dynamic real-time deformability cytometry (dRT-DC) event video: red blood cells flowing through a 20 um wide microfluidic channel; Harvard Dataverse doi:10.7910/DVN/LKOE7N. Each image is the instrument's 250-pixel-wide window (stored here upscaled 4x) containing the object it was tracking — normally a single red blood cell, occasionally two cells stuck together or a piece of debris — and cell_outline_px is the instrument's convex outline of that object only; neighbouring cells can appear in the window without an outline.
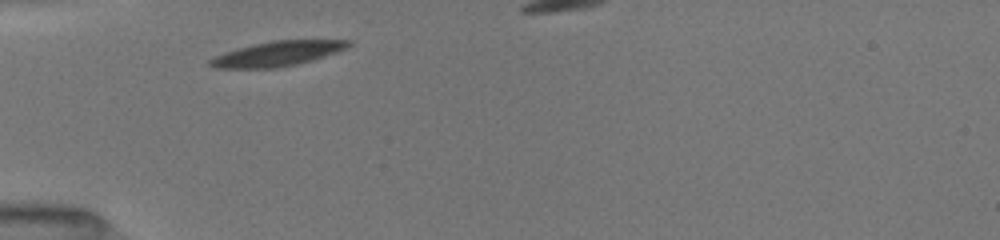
{"species": "common noctule bat (a hibernating species)", "species_latin": "Nyctalus noctula", "temperature_condition": "room temperature", "stored_images_in_passage": 15, "camera_frame_rate_fps": 3000, "um_per_image_px": 0.085, "animal": {"sex": "female", "body_mass_g": 19.5, "forearm_length_mm": 54.1}, "frame": {"image": 1, "passage_image": 1, "time_ms": 0.0, "image_size_px": [1000, 240], "cell_outline_px": [[352, 44], [348, 48], [312, 60], [296, 64], [276, 68], [216, 68], [208, 64], [208, 60], [216, 56], [236, 48], [252, 44], [272, 40], [352, 40]], "centroid_in_image_um": [23.59, 4.55], "position_along_channel_um": 61.4, "area_um2": 20.0}}
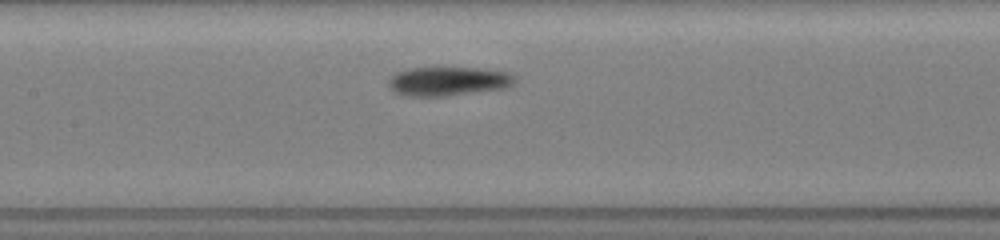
{"frame": {"image": 2, "passage_image": 8, "time_ms": 3.0, "image_size_px": [1000, 240], "cell_outline_px": [[516, 80], [508, 88], [444, 96], [408, 96], [396, 92], [388, 84], [388, 80], [396, 72], [412, 68], [484, 68], [508, 72], [516, 76]], "centroid_in_image_um": [38.15, 6.9], "position_along_channel_um": 169.2, "area_um2": 21.33}}
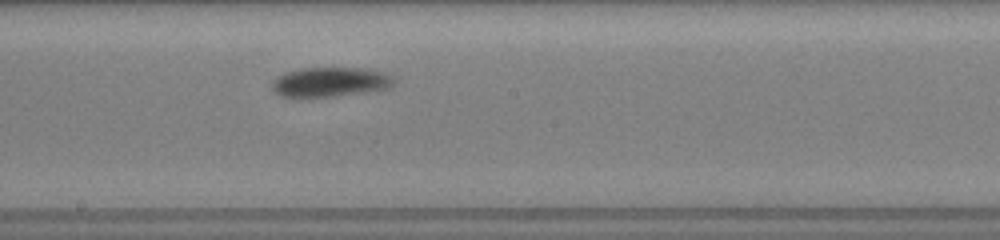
{"frame": {"image": 3, "passage_image": 11, "time_ms": 4.333, "image_size_px": [1000, 240], "cell_outline_px": [[392, 84], [388, 88], [332, 96], [280, 96], [272, 88], [272, 80], [288, 72], [300, 68], [364, 68], [380, 72], [388, 76], [392, 80]], "centroid_in_image_um": [28.0, 6.96], "position_along_channel_um": 220.2, "area_um2": 20.17}}